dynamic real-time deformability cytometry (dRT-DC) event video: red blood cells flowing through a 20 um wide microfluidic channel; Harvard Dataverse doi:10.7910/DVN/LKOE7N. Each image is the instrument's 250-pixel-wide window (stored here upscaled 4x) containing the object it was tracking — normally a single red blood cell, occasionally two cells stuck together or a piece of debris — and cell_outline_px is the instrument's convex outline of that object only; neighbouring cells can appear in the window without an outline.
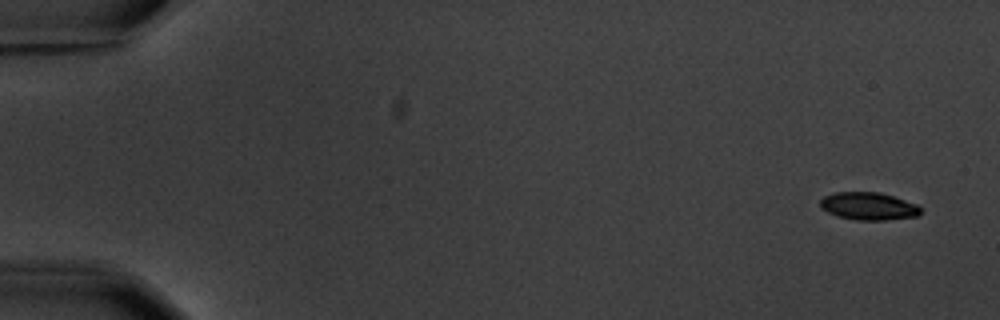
{"species": "common noctule bat (a hibernating species)", "species_latin": "Nyctalus noctula", "temperature_condition": "warm", "stored_images_in_passage": 5, "camera_frame_rate_fps": 3000, "um_per_image_px": 0.085, "animal": {"sex": "male", "body_mass_g": 20.1, "forearm_length_mm": 53.5}, "frame": {"image": 1, "passage_image": 1, "time_ms": 0.0, "image_size_px": [1000, 320], "cell_outline_px": [[920, 212], [916, 216], [884, 220], [856, 220], [840, 216], [828, 212], [820, 208], [820, 200], [824, 196], [836, 192], [880, 192], [916, 204], [920, 208]], "centroid_in_image_um": [73.79, 17.52], "position_along_channel_um": 11.2, "area_um2": 15.95}}
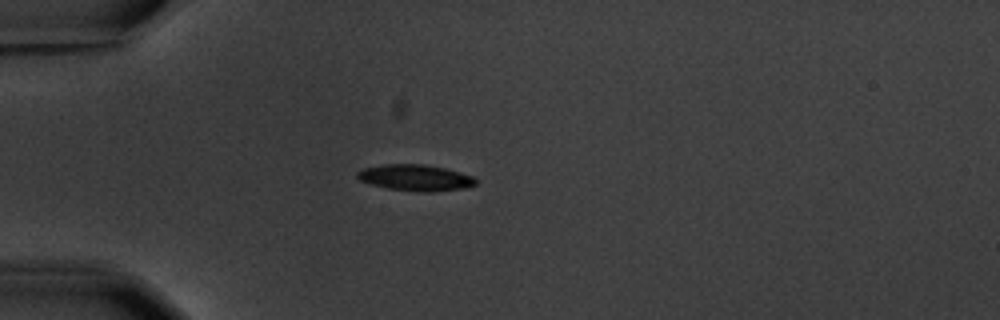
{"frame": {"image": 2, "passage_image": 5, "time_ms": 4.667, "image_size_px": [1000, 320], "cell_outline_px": [[476, 184], [460, 188], [432, 192], [420, 192], [388, 188], [372, 184], [360, 180], [356, 176], [356, 172], [364, 168], [384, 164], [424, 164], [444, 168], [472, 176], [476, 180]], "centroid_in_image_um": [35.27, 15.1], "position_along_channel_um": 49.7, "area_um2": 17.8}}